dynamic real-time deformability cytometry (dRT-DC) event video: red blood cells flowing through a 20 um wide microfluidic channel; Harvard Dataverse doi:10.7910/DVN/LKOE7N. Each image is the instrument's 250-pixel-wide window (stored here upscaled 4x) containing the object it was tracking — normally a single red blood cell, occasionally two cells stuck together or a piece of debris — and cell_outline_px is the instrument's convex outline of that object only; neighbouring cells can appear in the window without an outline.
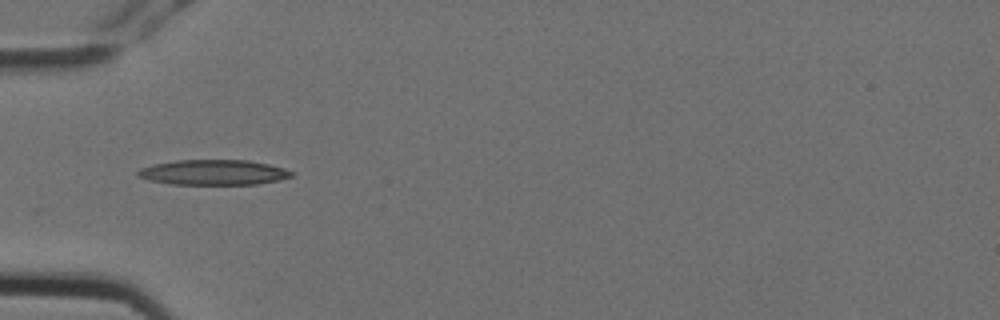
{"species": "Egyptian fruit bat (a non-hibernating species)", "species_latin": "Rousettus aegyptiacus", "temperature_condition": "cold", "stored_images_in_passage": 2, "camera_frame_rate_fps": 3000, "um_per_image_px": 0.085, "animal": {"sex": "female"}, "frame": {"image": 1, "passage_image": 1, "time_ms": 0.0, "image_size_px": [1000, 320], "cell_outline_px": [[292, 176], [280, 180], [256, 184], [168, 184], [148, 180], [136, 176], [136, 172], [140, 168], [152, 164], [176, 160], [248, 160], [268, 164], [284, 168], [292, 172]], "centroid_in_image_um": [18.09, 14.65], "position_along_channel_um": 66.9, "area_um2": 22.66}}
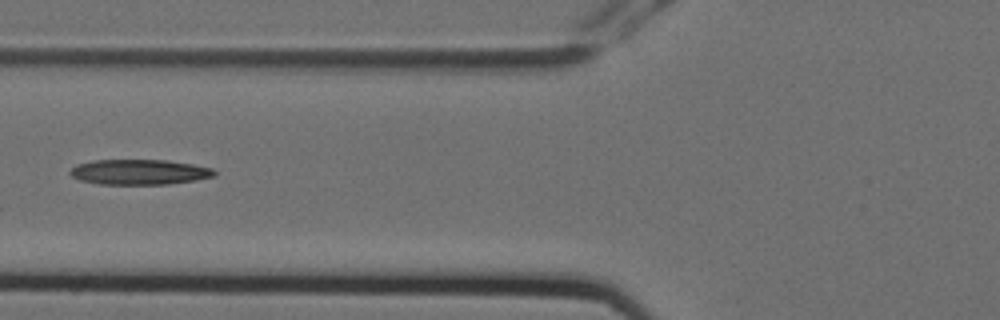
{"frame": {"image": 2, "passage_image": 2, "time_ms": 0.333, "image_size_px": [1000, 320], "cell_outline_px": [[216, 176], [196, 180], [168, 184], [100, 184], [80, 180], [72, 176], [68, 172], [76, 164], [92, 160], [168, 160], [192, 164], [212, 168], [216, 172]], "centroid_in_image_um": [11.84, 14.62], "position_along_channel_um": 114.0, "area_um2": 21.27}}